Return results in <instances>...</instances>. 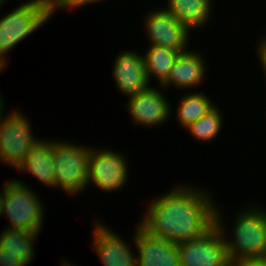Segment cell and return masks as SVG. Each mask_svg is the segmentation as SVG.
I'll list each match as a JSON object with an SVG mask.
<instances>
[{
    "mask_svg": "<svg viewBox=\"0 0 266 266\" xmlns=\"http://www.w3.org/2000/svg\"><path fill=\"white\" fill-rule=\"evenodd\" d=\"M196 188L178 184L156 196L138 224L149 234L176 244L202 236L215 224L216 203L209 191Z\"/></svg>",
    "mask_w": 266,
    "mask_h": 266,
    "instance_id": "cell-1",
    "label": "cell"
},
{
    "mask_svg": "<svg viewBox=\"0 0 266 266\" xmlns=\"http://www.w3.org/2000/svg\"><path fill=\"white\" fill-rule=\"evenodd\" d=\"M252 205L238 212L232 229L231 241L221 219L223 213L218 206L215 209V224L220 229L232 265L245 261L266 258V209ZM227 237V238H226ZM233 237V238H232Z\"/></svg>",
    "mask_w": 266,
    "mask_h": 266,
    "instance_id": "cell-2",
    "label": "cell"
},
{
    "mask_svg": "<svg viewBox=\"0 0 266 266\" xmlns=\"http://www.w3.org/2000/svg\"><path fill=\"white\" fill-rule=\"evenodd\" d=\"M55 14L53 0H29L0 18V62L6 67V53L27 39Z\"/></svg>",
    "mask_w": 266,
    "mask_h": 266,
    "instance_id": "cell-3",
    "label": "cell"
},
{
    "mask_svg": "<svg viewBox=\"0 0 266 266\" xmlns=\"http://www.w3.org/2000/svg\"><path fill=\"white\" fill-rule=\"evenodd\" d=\"M25 182L16 178L2 185V214L10 220L7 229L40 231L44 223L42 199ZM34 191V192H33Z\"/></svg>",
    "mask_w": 266,
    "mask_h": 266,
    "instance_id": "cell-4",
    "label": "cell"
},
{
    "mask_svg": "<svg viewBox=\"0 0 266 266\" xmlns=\"http://www.w3.org/2000/svg\"><path fill=\"white\" fill-rule=\"evenodd\" d=\"M53 140L55 165L54 188L67 195H79L87 189L88 163L91 147Z\"/></svg>",
    "mask_w": 266,
    "mask_h": 266,
    "instance_id": "cell-5",
    "label": "cell"
},
{
    "mask_svg": "<svg viewBox=\"0 0 266 266\" xmlns=\"http://www.w3.org/2000/svg\"><path fill=\"white\" fill-rule=\"evenodd\" d=\"M26 115L13 109L0 120V161L17 169L41 139L34 136Z\"/></svg>",
    "mask_w": 266,
    "mask_h": 266,
    "instance_id": "cell-6",
    "label": "cell"
},
{
    "mask_svg": "<svg viewBox=\"0 0 266 266\" xmlns=\"http://www.w3.org/2000/svg\"><path fill=\"white\" fill-rule=\"evenodd\" d=\"M125 156L114 150L91 147L87 188L92 183L100 191L109 193L125 187L129 177L128 159Z\"/></svg>",
    "mask_w": 266,
    "mask_h": 266,
    "instance_id": "cell-7",
    "label": "cell"
},
{
    "mask_svg": "<svg viewBox=\"0 0 266 266\" xmlns=\"http://www.w3.org/2000/svg\"><path fill=\"white\" fill-rule=\"evenodd\" d=\"M178 255L180 266H232L216 224L202 236L178 244Z\"/></svg>",
    "mask_w": 266,
    "mask_h": 266,
    "instance_id": "cell-8",
    "label": "cell"
},
{
    "mask_svg": "<svg viewBox=\"0 0 266 266\" xmlns=\"http://www.w3.org/2000/svg\"><path fill=\"white\" fill-rule=\"evenodd\" d=\"M145 32L151 46L171 50H188L190 32L186 25L179 22L164 7L148 12L145 16Z\"/></svg>",
    "mask_w": 266,
    "mask_h": 266,
    "instance_id": "cell-9",
    "label": "cell"
},
{
    "mask_svg": "<svg viewBox=\"0 0 266 266\" xmlns=\"http://www.w3.org/2000/svg\"><path fill=\"white\" fill-rule=\"evenodd\" d=\"M127 109L134 124L152 127L168 121L170 102L163 91L150 86L145 91L128 97Z\"/></svg>",
    "mask_w": 266,
    "mask_h": 266,
    "instance_id": "cell-10",
    "label": "cell"
},
{
    "mask_svg": "<svg viewBox=\"0 0 266 266\" xmlns=\"http://www.w3.org/2000/svg\"><path fill=\"white\" fill-rule=\"evenodd\" d=\"M133 242L137 266H180L178 244L149 234L139 224Z\"/></svg>",
    "mask_w": 266,
    "mask_h": 266,
    "instance_id": "cell-11",
    "label": "cell"
},
{
    "mask_svg": "<svg viewBox=\"0 0 266 266\" xmlns=\"http://www.w3.org/2000/svg\"><path fill=\"white\" fill-rule=\"evenodd\" d=\"M92 247L99 256L103 266H137V260L132 246L111 231L110 227L104 226L101 221L94 222Z\"/></svg>",
    "mask_w": 266,
    "mask_h": 266,
    "instance_id": "cell-12",
    "label": "cell"
},
{
    "mask_svg": "<svg viewBox=\"0 0 266 266\" xmlns=\"http://www.w3.org/2000/svg\"><path fill=\"white\" fill-rule=\"evenodd\" d=\"M114 61L112 76L122 95L129 97L151 86L146 76L143 53L123 51Z\"/></svg>",
    "mask_w": 266,
    "mask_h": 266,
    "instance_id": "cell-13",
    "label": "cell"
},
{
    "mask_svg": "<svg viewBox=\"0 0 266 266\" xmlns=\"http://www.w3.org/2000/svg\"><path fill=\"white\" fill-rule=\"evenodd\" d=\"M202 53L195 50H187L180 53L170 70L167 80L161 85V90L170 86L183 90L197 88L203 83L206 74V63Z\"/></svg>",
    "mask_w": 266,
    "mask_h": 266,
    "instance_id": "cell-14",
    "label": "cell"
},
{
    "mask_svg": "<svg viewBox=\"0 0 266 266\" xmlns=\"http://www.w3.org/2000/svg\"><path fill=\"white\" fill-rule=\"evenodd\" d=\"M17 170H22L37 178L45 186L54 188L55 165L53 140L41 139L37 142L26 154Z\"/></svg>",
    "mask_w": 266,
    "mask_h": 266,
    "instance_id": "cell-15",
    "label": "cell"
},
{
    "mask_svg": "<svg viewBox=\"0 0 266 266\" xmlns=\"http://www.w3.org/2000/svg\"><path fill=\"white\" fill-rule=\"evenodd\" d=\"M165 8L191 31L207 25L212 15V0H167Z\"/></svg>",
    "mask_w": 266,
    "mask_h": 266,
    "instance_id": "cell-16",
    "label": "cell"
},
{
    "mask_svg": "<svg viewBox=\"0 0 266 266\" xmlns=\"http://www.w3.org/2000/svg\"><path fill=\"white\" fill-rule=\"evenodd\" d=\"M149 47L143 54L147 80L150 84L151 78H157V83L161 86L167 80L177 57L187 50H171L151 45Z\"/></svg>",
    "mask_w": 266,
    "mask_h": 266,
    "instance_id": "cell-17",
    "label": "cell"
},
{
    "mask_svg": "<svg viewBox=\"0 0 266 266\" xmlns=\"http://www.w3.org/2000/svg\"><path fill=\"white\" fill-rule=\"evenodd\" d=\"M39 233L40 231L5 228L0 234V248L16 254L30 265L36 256L33 243L36 242Z\"/></svg>",
    "mask_w": 266,
    "mask_h": 266,
    "instance_id": "cell-18",
    "label": "cell"
},
{
    "mask_svg": "<svg viewBox=\"0 0 266 266\" xmlns=\"http://www.w3.org/2000/svg\"><path fill=\"white\" fill-rule=\"evenodd\" d=\"M216 105L204 92L185 93L178 103L177 119L184 129L191 123L206 115Z\"/></svg>",
    "mask_w": 266,
    "mask_h": 266,
    "instance_id": "cell-19",
    "label": "cell"
},
{
    "mask_svg": "<svg viewBox=\"0 0 266 266\" xmlns=\"http://www.w3.org/2000/svg\"><path fill=\"white\" fill-rule=\"evenodd\" d=\"M223 113L218 106L211 109L206 115L191 123L185 129L198 141L211 142L220 133L222 128Z\"/></svg>",
    "mask_w": 266,
    "mask_h": 266,
    "instance_id": "cell-20",
    "label": "cell"
},
{
    "mask_svg": "<svg viewBox=\"0 0 266 266\" xmlns=\"http://www.w3.org/2000/svg\"><path fill=\"white\" fill-rule=\"evenodd\" d=\"M100 1H103V0H56L54 2V8H55V12H58L60 11L61 9H77L79 7H82V6H86L88 4L91 3V5L95 2H100Z\"/></svg>",
    "mask_w": 266,
    "mask_h": 266,
    "instance_id": "cell-21",
    "label": "cell"
},
{
    "mask_svg": "<svg viewBox=\"0 0 266 266\" xmlns=\"http://www.w3.org/2000/svg\"><path fill=\"white\" fill-rule=\"evenodd\" d=\"M0 266H29L22 258L16 254L0 248Z\"/></svg>",
    "mask_w": 266,
    "mask_h": 266,
    "instance_id": "cell-22",
    "label": "cell"
},
{
    "mask_svg": "<svg viewBox=\"0 0 266 266\" xmlns=\"http://www.w3.org/2000/svg\"><path fill=\"white\" fill-rule=\"evenodd\" d=\"M266 36V34H265ZM263 37L261 39V41L258 43V49H257V53H258V58H259V62L262 65L261 67H263V73H265V78H266V37Z\"/></svg>",
    "mask_w": 266,
    "mask_h": 266,
    "instance_id": "cell-23",
    "label": "cell"
},
{
    "mask_svg": "<svg viewBox=\"0 0 266 266\" xmlns=\"http://www.w3.org/2000/svg\"><path fill=\"white\" fill-rule=\"evenodd\" d=\"M236 266H266V258L245 261Z\"/></svg>",
    "mask_w": 266,
    "mask_h": 266,
    "instance_id": "cell-24",
    "label": "cell"
},
{
    "mask_svg": "<svg viewBox=\"0 0 266 266\" xmlns=\"http://www.w3.org/2000/svg\"><path fill=\"white\" fill-rule=\"evenodd\" d=\"M1 93V92H0ZM3 96L0 94V120H1V118H2V114H4L5 112H4V99L2 98Z\"/></svg>",
    "mask_w": 266,
    "mask_h": 266,
    "instance_id": "cell-25",
    "label": "cell"
},
{
    "mask_svg": "<svg viewBox=\"0 0 266 266\" xmlns=\"http://www.w3.org/2000/svg\"><path fill=\"white\" fill-rule=\"evenodd\" d=\"M2 202H3V191L2 192L0 191V217H2L1 216V214H2Z\"/></svg>",
    "mask_w": 266,
    "mask_h": 266,
    "instance_id": "cell-26",
    "label": "cell"
},
{
    "mask_svg": "<svg viewBox=\"0 0 266 266\" xmlns=\"http://www.w3.org/2000/svg\"><path fill=\"white\" fill-rule=\"evenodd\" d=\"M62 264V266H73V264H70L69 262H64V260H63V263H61Z\"/></svg>",
    "mask_w": 266,
    "mask_h": 266,
    "instance_id": "cell-27",
    "label": "cell"
},
{
    "mask_svg": "<svg viewBox=\"0 0 266 266\" xmlns=\"http://www.w3.org/2000/svg\"><path fill=\"white\" fill-rule=\"evenodd\" d=\"M4 68H5V66L0 62V73H1L3 70H5Z\"/></svg>",
    "mask_w": 266,
    "mask_h": 266,
    "instance_id": "cell-28",
    "label": "cell"
}]
</instances>
